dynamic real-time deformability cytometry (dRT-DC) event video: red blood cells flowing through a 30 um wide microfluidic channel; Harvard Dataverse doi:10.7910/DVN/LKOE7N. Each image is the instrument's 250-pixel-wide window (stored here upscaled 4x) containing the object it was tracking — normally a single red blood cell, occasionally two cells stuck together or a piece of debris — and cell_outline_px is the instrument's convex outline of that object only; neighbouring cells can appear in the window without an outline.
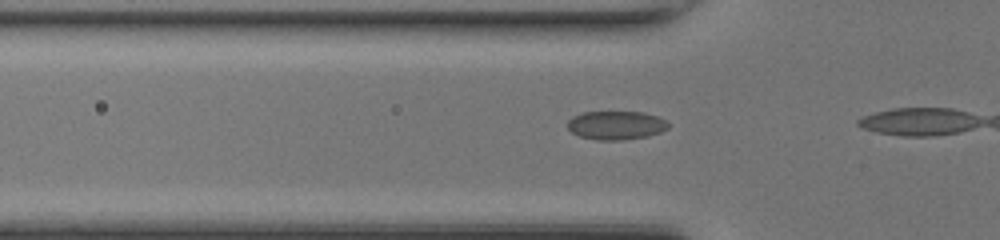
{"species": "common noctule bat (a hibernating species)", "species_latin": "Nyctalus noctula", "temperature_condition": "room temperature", "stored_images_in_passage": 7, "camera_frame_rate_fps": 3000, "um_per_image_px": 0.085, "animal": {"sex": "female", "body_mass_g": 17.0, "forearm_length_mm": 48.0}, "frame": {"image": 1, "passage_image": 3, "time_ms": 0.667, "image_size_px": [1000, 240], "cell_outline_px": [[668, 128], [660, 132], [648, 136], [620, 140], [596, 140], [580, 136], [572, 132], [568, 128], [568, 120], [572, 116], [584, 112], [644, 112], [656, 116], [664, 120], [668, 124]], "centroid_in_image_um": [52.34, 10.65], "position_along_channel_um": 73.5, "area_um2": 16.7}}
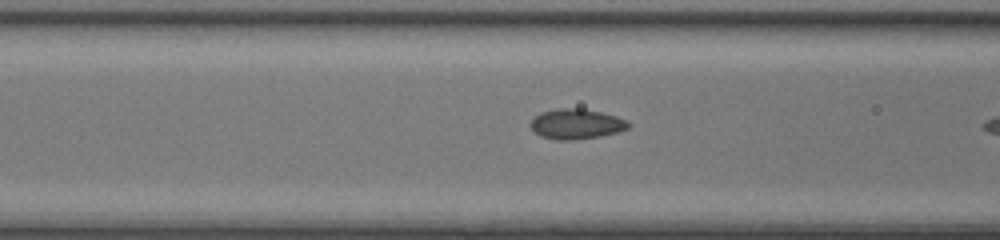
{"frame": {"image": 2, "passage_image": 6, "time_ms": 1.667, "image_size_px": [1000, 240], "cell_outline_px": [[632, 124], [628, 128], [616, 132], [600, 136], [576, 140], [556, 140], [540, 136], [532, 128], [532, 120], [540, 112], [560, 108], [580, 108], [600, 112], [616, 116], [628, 120]], "centroid_in_image_um": [49.02, 10.54], "position_along_channel_um": 117.6, "area_um2": 17.11}}